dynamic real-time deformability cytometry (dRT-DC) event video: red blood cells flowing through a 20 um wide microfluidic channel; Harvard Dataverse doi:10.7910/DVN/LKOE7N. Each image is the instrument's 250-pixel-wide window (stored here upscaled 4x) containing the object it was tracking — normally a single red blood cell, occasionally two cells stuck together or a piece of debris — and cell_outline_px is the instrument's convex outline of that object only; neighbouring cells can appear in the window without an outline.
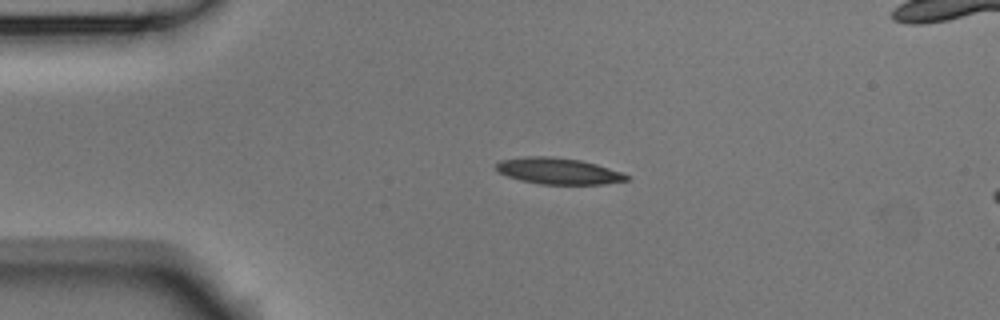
{"species": "Egyptian fruit bat (a non-hibernating species)", "species_latin": "Rousettus aegyptiacus", "temperature_condition": "room temperature", "stored_images_in_passage": 5, "segment_of_instrument_passage": [1, 2], "camera_frame_rate_fps": 3000, "um_per_image_px": 0.085, "animal": {"sex": "male"}, "frame": {"image": 1, "passage_image": 3, "time_ms": 0.667, "image_size_px": [1000, 320], "cell_outline_px": [[632, 176], [628, 180], [604, 184], [540, 184], [508, 176], [500, 172], [496, 168], [496, 164], [500, 160], [528, 156], [552, 156], [580, 160], [596, 164], [624, 172]], "centroid_in_image_um": [47.53, 14.53], "position_along_channel_um": 37.5, "area_um2": 19.94}}